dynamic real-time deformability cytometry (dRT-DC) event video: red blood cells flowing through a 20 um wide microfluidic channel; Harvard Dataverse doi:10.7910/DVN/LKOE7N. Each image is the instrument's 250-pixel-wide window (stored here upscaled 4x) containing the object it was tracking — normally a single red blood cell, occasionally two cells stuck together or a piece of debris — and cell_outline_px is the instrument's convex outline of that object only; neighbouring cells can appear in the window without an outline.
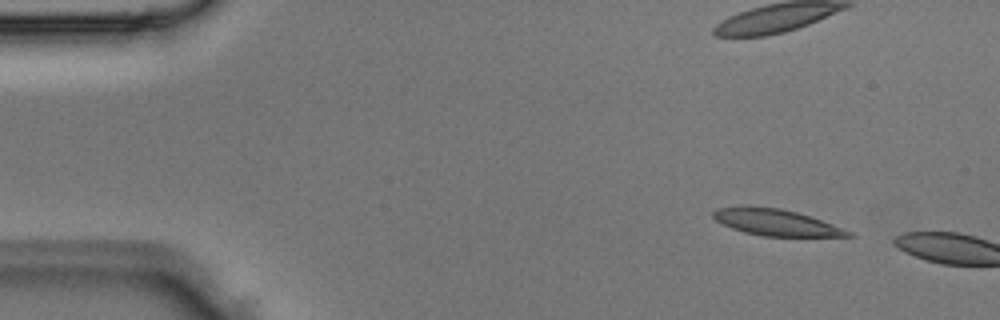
{"species": "Egyptian fruit bat (a non-hibernating species)", "species_latin": "Rousettus aegyptiacus", "temperature_condition": "room temperature", "stored_images_in_passage": 3, "camera_frame_rate_fps": 3000, "um_per_image_px": 0.085, "animal": {"sex": "male"}, "frame": {"image": 1, "passage_image": 1, "time_ms": 0.0, "image_size_px": [1000, 320], "cell_outline_px": [[856, 236], [764, 236], [744, 232], [732, 228], [716, 220], [712, 216], [712, 212], [716, 208], [740, 204], [744, 204], [780, 208], [796, 212], [832, 224], [852, 232]], "centroid_in_image_um": [65.87, 18.87], "position_along_channel_um": 19.1, "area_um2": 20.87}}